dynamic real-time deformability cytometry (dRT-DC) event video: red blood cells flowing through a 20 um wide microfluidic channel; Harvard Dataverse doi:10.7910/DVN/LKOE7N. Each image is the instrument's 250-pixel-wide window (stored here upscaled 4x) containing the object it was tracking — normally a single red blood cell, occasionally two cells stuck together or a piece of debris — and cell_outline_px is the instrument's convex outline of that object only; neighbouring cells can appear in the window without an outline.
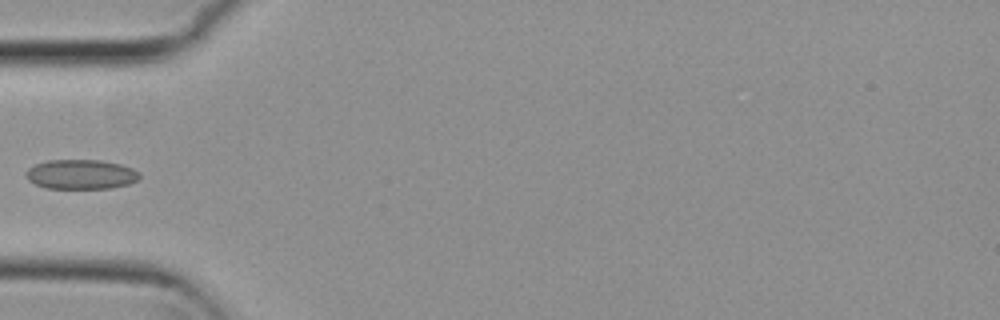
{"species": "common noctule bat (a hibernating species)", "species_latin": "Nyctalus noctula", "temperature_condition": "cold", "stored_images_in_passage": 5, "camera_frame_rate_fps": 3000, "um_per_image_px": 0.085, "animal": {"sex": "female", "body_mass_g": 29.2, "forearm_length_mm": 56.3}, "frame": {"image": 1, "passage_image": 4, "time_ms": 1.0, "image_size_px": [1000, 320], "cell_outline_px": [[140, 176], [136, 180], [128, 184], [112, 188], [44, 188], [28, 180], [24, 172], [28, 168], [36, 164], [48, 160], [100, 160], [120, 164], [132, 168], [140, 172]], "centroid_in_image_um": [6.87, 14.82], "position_along_channel_um": 78.1, "area_um2": 19.59}}
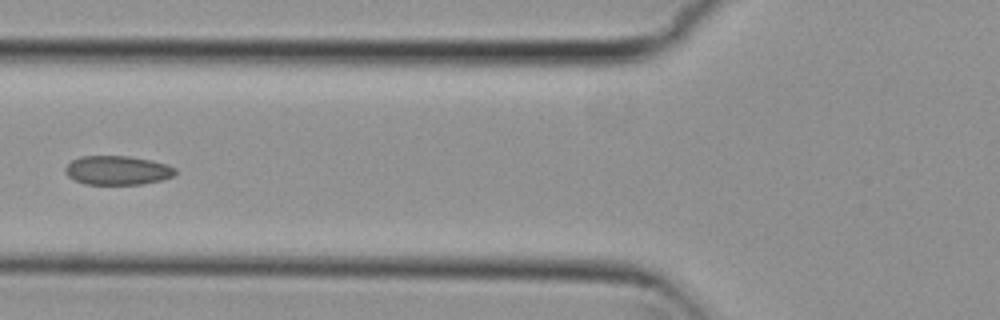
{"frame": {"image": 2, "passage_image": 5, "time_ms": 1.333, "image_size_px": [1000, 320], "cell_outline_px": [[176, 172], [172, 176], [160, 180], [140, 184], [84, 184], [68, 176], [64, 172], [64, 168], [72, 160], [80, 156], [128, 156], [152, 160], [168, 164], [176, 168]], "centroid_in_image_um": [9.97, 14.47], "position_along_channel_um": 115.8, "area_um2": 18.61}}